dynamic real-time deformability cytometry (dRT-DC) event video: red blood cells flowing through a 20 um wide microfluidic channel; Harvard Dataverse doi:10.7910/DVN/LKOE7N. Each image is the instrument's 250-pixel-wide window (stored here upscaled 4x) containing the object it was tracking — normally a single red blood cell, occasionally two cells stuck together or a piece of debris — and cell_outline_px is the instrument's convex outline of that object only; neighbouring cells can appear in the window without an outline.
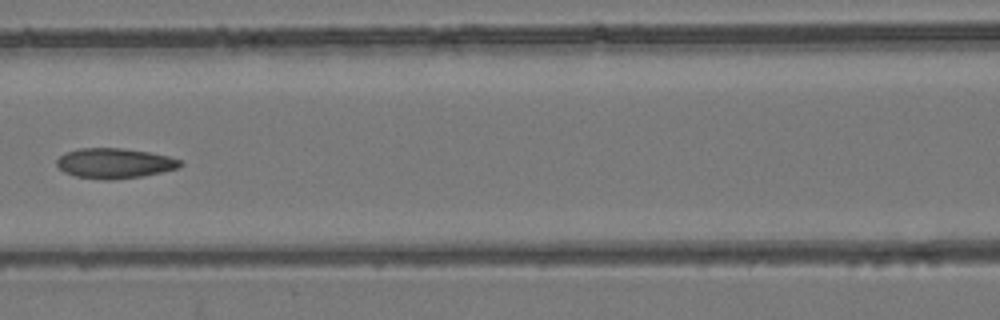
{"species": "common noctule bat (a hibernating species)", "species_latin": "Nyctalus noctula", "temperature_condition": "room temperature", "stored_images_in_passage": 7, "camera_frame_rate_fps": 3000, "um_per_image_px": 0.085, "animal": {"sex": "female", "body_mass_g": 24.6, "forearm_length_mm": 56.2}, "frame": {"image": 1, "passage_image": 6, "time_ms": 1.667, "image_size_px": [1000, 320], "cell_outline_px": [[184, 164], [176, 168], [160, 172], [140, 176], [108, 180], [104, 180], [76, 176], [64, 172], [56, 164], [56, 160], [64, 152], [80, 148], [120, 148], [148, 152], [168, 156], [180, 160]], "centroid_in_image_um": [9.69, 13.87], "position_along_channel_um": 156.9, "area_um2": 21.44}}
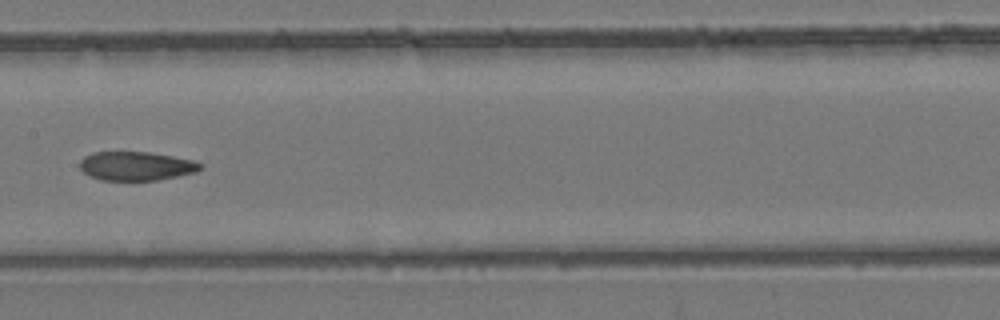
{"frame": {"image": 2, "passage_image": 7, "time_ms": 2.0, "image_size_px": [1000, 320], "cell_outline_px": [[204, 164], [196, 172], [156, 180], [100, 180], [84, 172], [80, 168], [80, 160], [84, 156], [92, 152], [148, 152], [172, 156], [192, 160]], "centroid_in_image_um": [11.56, 14.1], "position_along_channel_um": 195.8, "area_um2": 20.11}}